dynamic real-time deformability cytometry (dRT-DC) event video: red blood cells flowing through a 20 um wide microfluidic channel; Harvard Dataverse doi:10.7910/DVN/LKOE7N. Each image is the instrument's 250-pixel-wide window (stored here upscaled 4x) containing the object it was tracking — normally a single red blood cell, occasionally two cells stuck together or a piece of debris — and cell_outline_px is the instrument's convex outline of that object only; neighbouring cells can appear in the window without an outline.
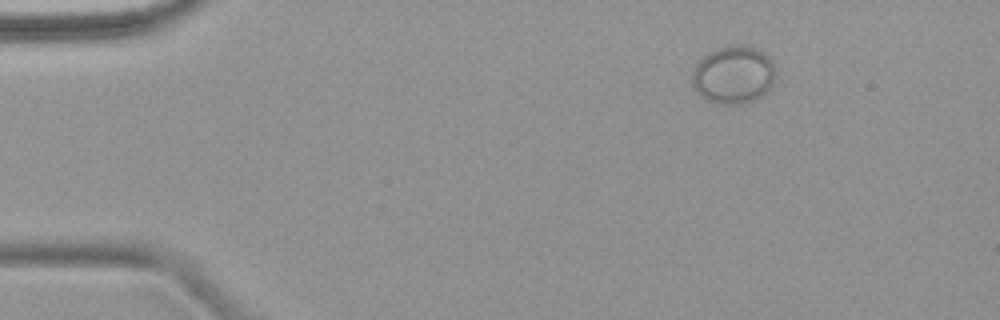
{"species": "common noctule bat (a hibernating species)", "species_latin": "Nyctalus noctula", "temperature_condition": "warm", "stored_images_in_passage": 6, "camera_frame_rate_fps": 3000, "um_per_image_px": 0.085, "animal": {"sex": "female", "body_mass_g": 18.4}, "frame": {"image": 1, "passage_image": 3, "time_ms": 2.333, "image_size_px": [1000, 320], "cell_outline_px": [[776, 76], [772, 84], [760, 96], [752, 100], [740, 104], [720, 104], [708, 100], [692, 84], [692, 72], [696, 64], [708, 52], [716, 48], [728, 44], [748, 44], [764, 52], [772, 60], [776, 72]], "centroid_in_image_um": [62.37, 6.3], "position_along_channel_um": 22.6, "area_um2": 28.21}}
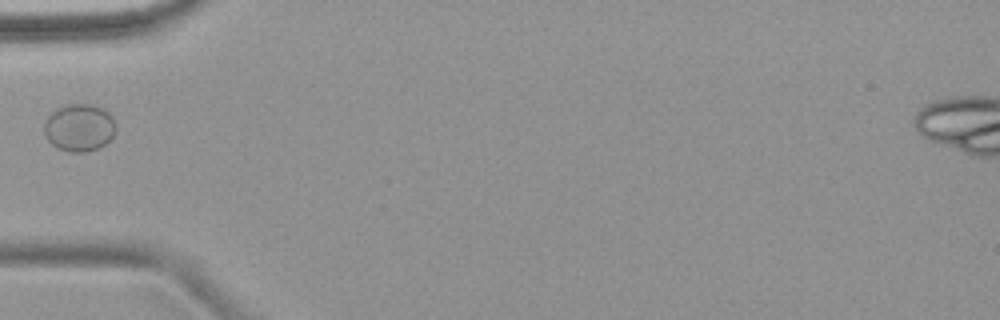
{"frame": {"image": 2, "passage_image": 6, "time_ms": 6.0, "image_size_px": [1000, 320], "cell_outline_px": [[116, 132], [104, 144], [96, 148], [84, 152], [68, 152], [56, 148], [44, 136], [44, 124], [48, 116], [56, 108], [68, 104], [92, 104], [108, 112], [112, 116], [116, 124]], "centroid_in_image_um": [6.72, 10.85], "position_along_channel_um": 78.3, "area_um2": 19.88}}